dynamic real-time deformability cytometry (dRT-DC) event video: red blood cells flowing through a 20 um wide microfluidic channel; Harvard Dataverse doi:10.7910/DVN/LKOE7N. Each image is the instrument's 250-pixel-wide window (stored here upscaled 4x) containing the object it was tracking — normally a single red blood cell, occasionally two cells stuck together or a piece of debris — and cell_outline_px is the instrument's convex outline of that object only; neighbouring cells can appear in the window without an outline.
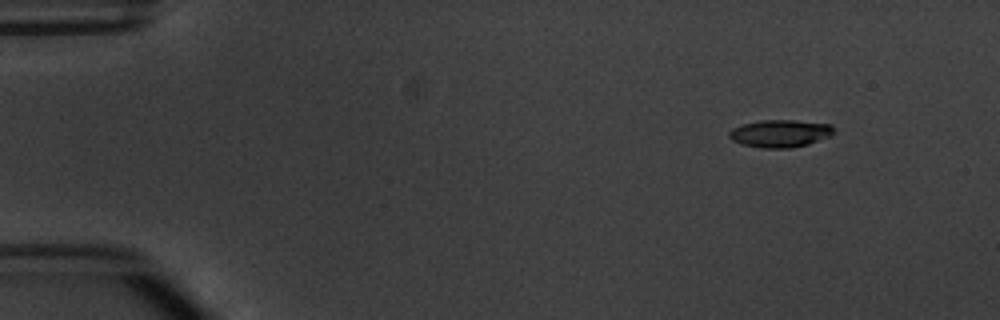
{"species": "common noctule bat (a hibernating species)", "species_latin": "Nyctalus noctula", "temperature_condition": "warm", "stored_images_in_passage": 3, "camera_frame_rate_fps": 3000, "um_per_image_px": 0.085, "animal": {"sex": "male", "body_mass_g": 20.1, "forearm_length_mm": 53.5}, "frame": {"image": 1, "passage_image": 1, "time_ms": 0.0, "image_size_px": [1000, 320], "cell_outline_px": [[836, 132], [828, 136], [808, 144], [792, 148], [760, 148], [740, 144], [732, 140], [728, 136], [728, 132], [732, 128], [744, 124], [760, 120], [792, 120], [832, 124], [836, 128]], "centroid_in_image_um": [66.31, 11.34], "position_along_channel_um": 18.7, "area_um2": 16.94}}
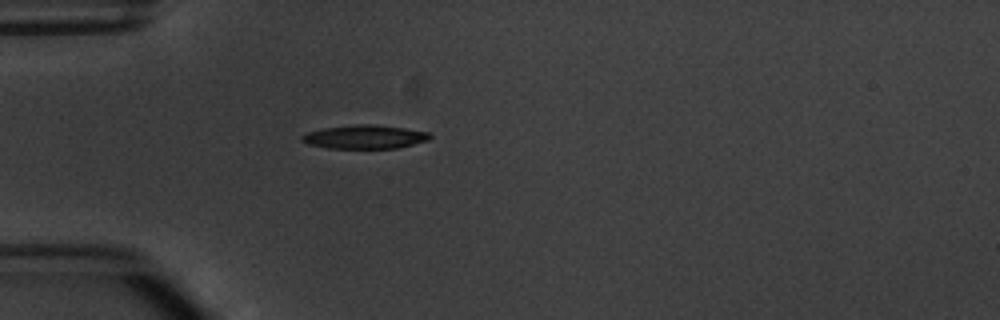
{"frame": {"image": 2, "passage_image": 3, "time_ms": 3.333, "image_size_px": [1000, 320], "cell_outline_px": [[432, 136], [428, 140], [400, 148], [328, 148], [308, 144], [300, 140], [300, 136], [308, 132], [324, 128], [356, 124], [376, 124], [404, 128], [428, 132]], "centroid_in_image_um": [31.0, 11.63], "position_along_channel_um": 54.0, "area_um2": 17.69}}